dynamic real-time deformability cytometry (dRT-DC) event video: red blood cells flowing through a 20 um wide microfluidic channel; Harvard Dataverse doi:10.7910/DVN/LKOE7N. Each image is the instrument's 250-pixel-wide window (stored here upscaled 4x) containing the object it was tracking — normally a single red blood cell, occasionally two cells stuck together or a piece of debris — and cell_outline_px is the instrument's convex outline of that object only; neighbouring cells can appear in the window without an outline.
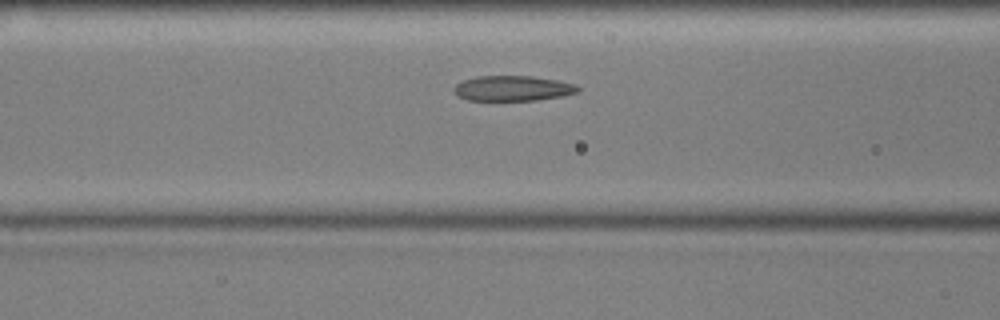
{"species": "common noctule bat (a hibernating species)", "species_latin": "Nyctalus noctula", "temperature_condition": "cold", "stored_images_in_passage": 46, "camera_frame_rate_fps": 3000, "um_per_image_px": 0.085, "animal": {"sex": "male", "body_mass_g": 17.9, "forearm_length_mm": 54.2}, "frame": {"image": 1, "passage_image": 12, "time_ms": 3.667, "image_size_px": [1000, 320], "cell_outline_px": [[580, 92], [564, 96], [536, 100], [468, 100], [456, 96], [452, 92], [452, 88], [456, 84], [464, 80], [476, 76], [532, 76], [556, 80], [572, 84], [580, 88]], "centroid_in_image_um": [43.54, 7.51], "position_along_channel_um": 123.1, "area_um2": 18.32}}
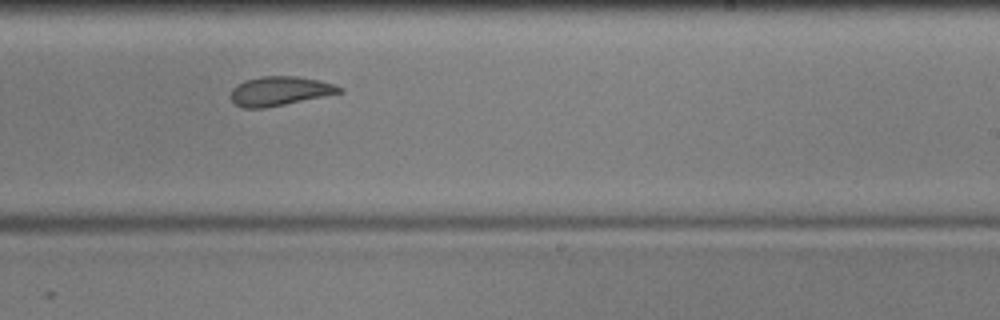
{"frame": {"image": 2, "passage_image": 24, "time_ms": 7.667, "image_size_px": [1000, 320], "cell_outline_px": [[344, 92], [264, 108], [244, 108], [236, 104], [232, 100], [232, 88], [236, 84], [260, 76], [296, 76], [316, 80], [332, 84], [344, 88]], "centroid_in_image_um": [23.78, 7.73], "position_along_channel_um": 265.2, "area_um2": 18.15}}
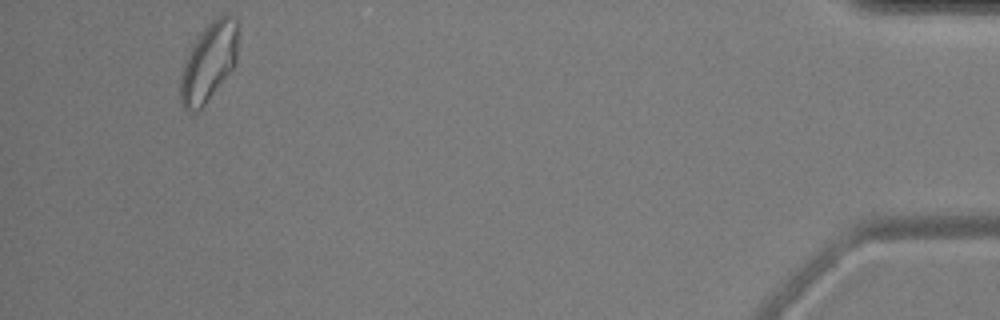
{"frame": {"image": 3, "passage_image": 43, "time_ms": 14.0, "image_size_px": [1000, 320], "cell_outline_px": [[240, 28], [236, 64], [204, 104], [196, 112], [188, 112], [180, 104], [180, 76], [184, 64], [192, 48], [204, 28], [216, 16], [228, 12], [236, 16], [240, 24]], "centroid_in_image_um": [17.81, 5.21], "position_along_channel_um": 417.4, "area_um2": 26.65}, "authors_computed_cell_mechanics": {"area_um2": 19.7098, "velocity_mm_per_s": 3.5563, "shape_relaxation_time_tau1_ms": 4.5852, "shape_relaxation_time_tau2_ms": 1.6854, "deformation_change_tau1": 0.1449, "deformation_change_tau2": 0.0729}}